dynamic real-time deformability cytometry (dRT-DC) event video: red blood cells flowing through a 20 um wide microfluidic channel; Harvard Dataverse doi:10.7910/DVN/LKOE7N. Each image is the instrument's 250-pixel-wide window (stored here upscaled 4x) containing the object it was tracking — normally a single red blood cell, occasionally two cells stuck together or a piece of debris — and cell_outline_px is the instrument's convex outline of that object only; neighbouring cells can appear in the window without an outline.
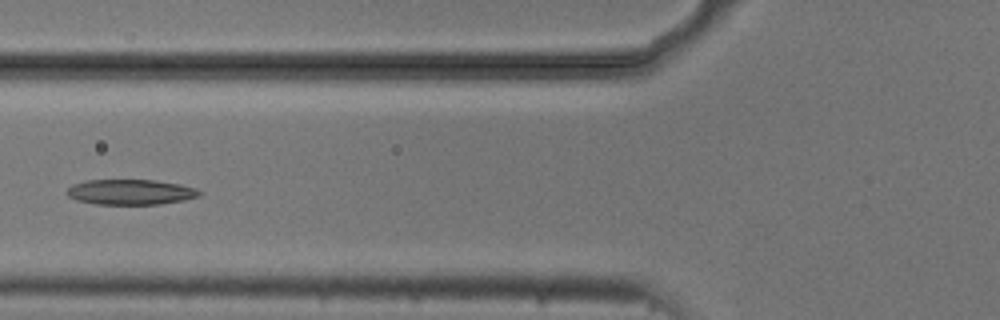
{"species": "common noctule bat (a hibernating species)", "species_latin": "Nyctalus noctula", "temperature_condition": "cold", "stored_images_in_passage": 5, "camera_frame_rate_fps": 3000, "um_per_image_px": 0.085, "animal": {"sex": "male", "body_mass_g": 20.5, "forearm_length_mm": 52.5}, "frame": {"image": 1, "passage_image": 5, "time_ms": 1.333, "image_size_px": [1000, 320], "cell_outline_px": [[200, 196], [184, 200], [160, 204], [96, 204], [76, 200], [68, 196], [64, 192], [72, 184], [88, 180], [152, 180], [180, 184], [196, 188], [200, 192]], "centroid_in_image_um": [11.07, 16.32], "position_along_channel_um": 114.7, "area_um2": 19.54}}